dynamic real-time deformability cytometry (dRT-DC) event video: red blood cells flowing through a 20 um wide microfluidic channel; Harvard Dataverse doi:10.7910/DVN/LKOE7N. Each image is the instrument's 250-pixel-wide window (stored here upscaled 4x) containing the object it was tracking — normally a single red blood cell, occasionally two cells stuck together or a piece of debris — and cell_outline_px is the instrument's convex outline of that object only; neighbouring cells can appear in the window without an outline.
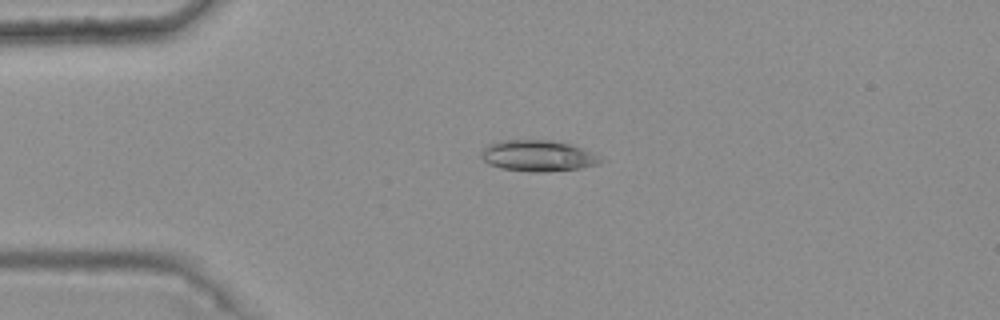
{"species": "common noctule bat (a hibernating species)", "species_latin": "Nyctalus noctula", "temperature_condition": "warm", "stored_images_in_passage": 48, "camera_frame_rate_fps": 3000, "um_per_image_px": 0.085, "animal": {"sex": "female", "body_mass_g": 25.1}, "frame": {"image": 1, "passage_image": 13, "time_ms": 4.0, "image_size_px": [1000, 320], "cell_outline_px": [[608, 160], [600, 164], [580, 168], [544, 172], [528, 172], [500, 168], [488, 164], [480, 156], [480, 152], [488, 144], [504, 140], [548, 140], [568, 144], [592, 152]], "centroid_in_image_um": [45.74, 13.26], "position_along_channel_um": 39.3, "area_um2": 21.79}}
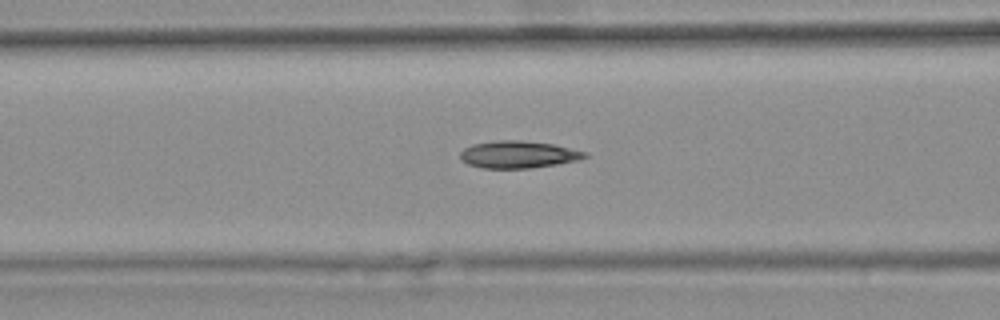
{"frame": {"image": 2, "passage_image": 22, "time_ms": 7.0, "image_size_px": [1000, 320], "cell_outline_px": [[588, 156], [580, 160], [556, 164], [528, 168], [484, 168], [468, 164], [460, 160], [460, 152], [464, 148], [472, 144], [496, 140], [520, 140], [552, 144], [588, 152]], "centroid_in_image_um": [44.04, 13.13], "position_along_channel_um": 122.6, "area_um2": 19.77}}
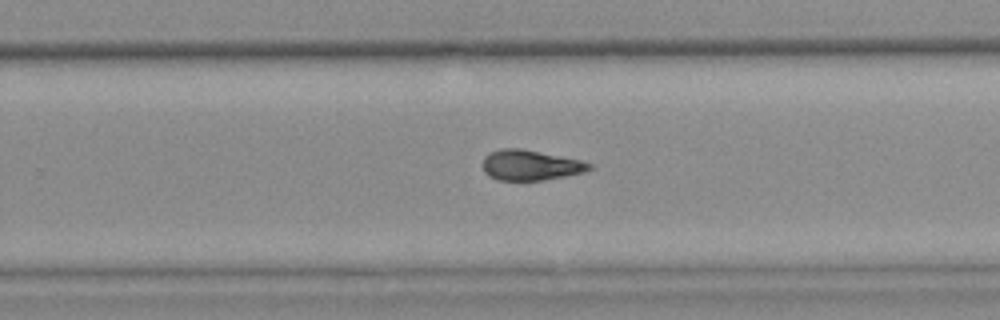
{"frame": {"image": 3, "passage_image": 35, "time_ms": 11.333, "image_size_px": [1000, 320], "cell_outline_px": [[592, 168], [584, 172], [544, 180], [496, 180], [488, 176], [484, 172], [480, 164], [484, 156], [488, 152], [500, 148], [520, 148], [580, 160], [592, 164]], "centroid_in_image_um": [45.0, 14.03], "position_along_channel_um": 284.8, "area_um2": 19.02}, "authors_computed_cell_mechanics": {"area_um2": 19.3341, "velocity_mm_per_s": 3.7515, "shape_relaxation_time_tau1_ms": 11.3431, "shape_relaxation_time_tau2_ms": 2.5949, "deformation_change_tau1": 0.2645, "deformation_change_tau2": 0.0963}}